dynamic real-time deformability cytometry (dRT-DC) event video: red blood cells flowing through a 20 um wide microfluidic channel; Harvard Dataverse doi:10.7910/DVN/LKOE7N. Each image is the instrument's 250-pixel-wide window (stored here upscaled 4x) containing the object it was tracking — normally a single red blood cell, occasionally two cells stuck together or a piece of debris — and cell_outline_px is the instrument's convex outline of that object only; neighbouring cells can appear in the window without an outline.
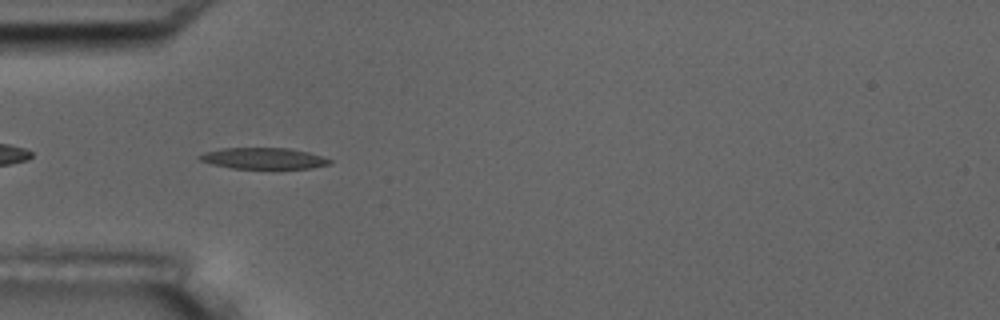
{"species": "common noctule bat (a hibernating species)", "species_latin": "Nyctalus noctula", "temperature_condition": "room temperature", "stored_images_in_passage": 3, "camera_frame_rate_fps": 3000, "um_per_image_px": 0.085, "animal": {"sex": "male", "body_mass_g": 17.5, "forearm_length_mm": 52.3}, "frame": {"image": 1, "passage_image": 2, "time_ms": 1.333, "image_size_px": [1000, 320], "cell_outline_px": [[332, 164], [312, 168], [232, 168], [212, 164], [200, 160], [196, 156], [204, 152], [220, 148], [288, 148], [308, 152], [332, 160]], "centroid_in_image_um": [22.38, 13.46], "position_along_channel_um": 62.6, "area_um2": 16.01}}